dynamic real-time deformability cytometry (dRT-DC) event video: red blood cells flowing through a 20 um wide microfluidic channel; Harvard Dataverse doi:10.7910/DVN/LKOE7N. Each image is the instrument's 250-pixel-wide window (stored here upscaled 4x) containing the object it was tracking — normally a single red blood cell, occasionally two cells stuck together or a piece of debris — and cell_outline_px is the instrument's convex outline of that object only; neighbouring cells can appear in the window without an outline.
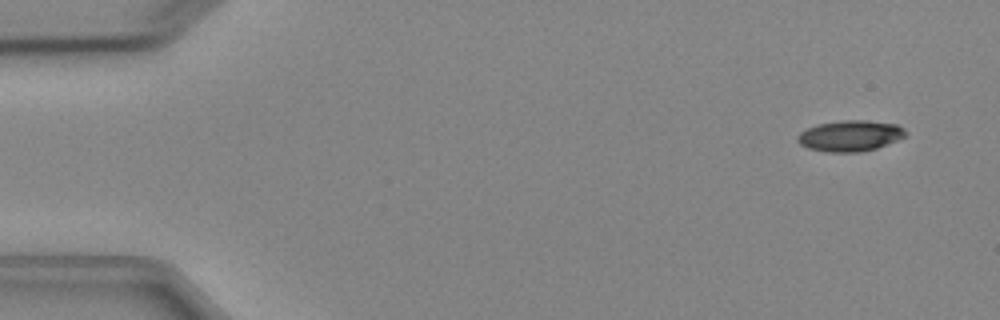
{"species": "Egyptian fruit bat (a non-hibernating species)", "species_latin": "Rousettus aegyptiacus", "temperature_condition": "cold", "stored_images_in_passage": 6, "camera_frame_rate_fps": 3000, "um_per_image_px": 0.085, "animal": {"sex": "female"}, "frame": {"image": 1, "passage_image": 1, "time_ms": 0.0, "image_size_px": [1000, 320], "cell_outline_px": [[908, 136], [876, 148], [860, 152], [828, 152], [808, 148], [800, 144], [796, 140], [796, 136], [800, 132], [816, 124], [844, 120], [868, 120], [896, 124], [904, 128], [908, 132]], "centroid_in_image_um": [72.28, 11.54], "position_along_channel_um": 12.7, "area_um2": 19.65}}
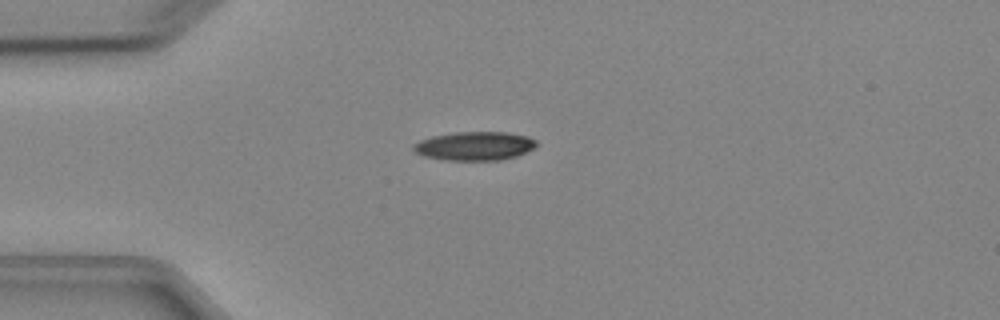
{"frame": {"image": 2, "passage_image": 4, "time_ms": 3.333, "image_size_px": [1000, 320], "cell_outline_px": [[536, 144], [532, 148], [516, 156], [500, 160], [444, 160], [424, 156], [416, 152], [412, 148], [412, 144], [420, 140], [432, 136], [456, 132], [508, 132], [528, 136], [536, 140]], "centroid_in_image_um": [40.31, 12.4], "position_along_channel_um": 44.7, "area_um2": 20.52}}